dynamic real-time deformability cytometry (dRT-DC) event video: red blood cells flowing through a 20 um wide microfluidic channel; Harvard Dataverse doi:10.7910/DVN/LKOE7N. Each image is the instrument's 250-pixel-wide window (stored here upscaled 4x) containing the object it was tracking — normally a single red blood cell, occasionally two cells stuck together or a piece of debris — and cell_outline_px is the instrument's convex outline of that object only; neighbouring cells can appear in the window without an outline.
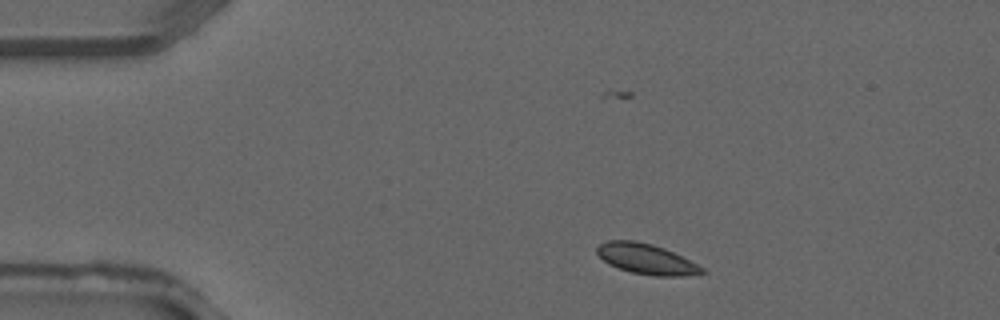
{"species": "common noctule bat (a hibernating species)", "species_latin": "Nyctalus noctula", "temperature_condition": "warm", "stored_images_in_passage": 2, "camera_frame_rate_fps": 3000, "um_per_image_px": 0.085, "animal": {"sex": "male", "forearm_length_mm": 52.5}, "frame": {"image": 1, "passage_image": 1, "time_ms": 0.0, "image_size_px": [1000, 320], "cell_outline_px": [[708, 272], [684, 276], [656, 276], [632, 272], [608, 264], [596, 252], [596, 248], [600, 244], [608, 240], [636, 240], [652, 244], [664, 248], [704, 268]], "centroid_in_image_um": [54.93, 22.01], "position_along_channel_um": 30.1, "area_um2": 18.38}}